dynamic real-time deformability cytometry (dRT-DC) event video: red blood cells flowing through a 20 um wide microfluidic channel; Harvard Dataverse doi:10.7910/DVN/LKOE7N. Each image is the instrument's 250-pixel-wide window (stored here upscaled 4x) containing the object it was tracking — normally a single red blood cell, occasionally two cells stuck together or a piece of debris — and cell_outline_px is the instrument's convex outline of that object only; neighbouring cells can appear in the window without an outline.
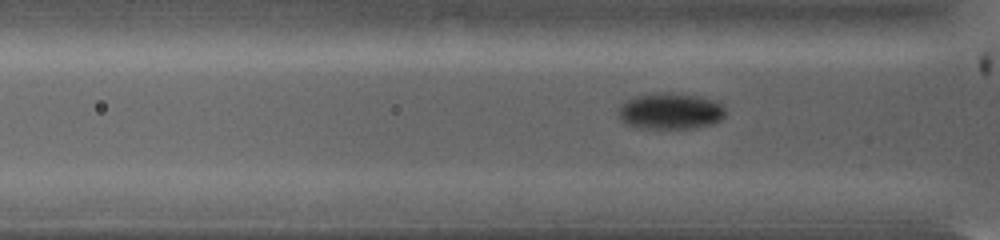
{"species": "common noctule bat (a hibernating species)", "species_latin": "Nyctalus noctula", "temperature_condition": "warm", "stored_images_in_passage": 81, "camera_frame_rate_fps": 5000, "um_per_image_px": 0.085, "animal": {"sex": "female", "body_mass_g": 19.0, "forearm_length_mm": 53.3}, "frame": {"image": 1, "passage_image": 15, "time_ms": 2.8, "image_size_px": [1000, 240], "cell_outline_px": [[724, 116], [720, 120], [712, 124], [696, 128], [640, 128], [624, 124], [620, 116], [620, 104], [624, 100], [636, 96], [664, 92], [668, 92], [700, 96], [716, 100], [724, 108]], "centroid_in_image_um": [56.98, 9.44], "position_along_channel_um": 68.8, "area_um2": 22.66}}
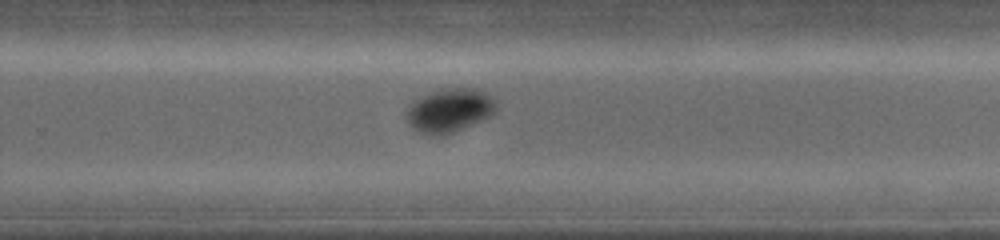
{"frame": {"image": 2, "passage_image": 43, "time_ms": 8.4, "image_size_px": [1000, 240], "cell_outline_px": [[496, 112], [456, 132], [444, 136], [432, 136], [420, 132], [412, 128], [408, 120], [408, 108], [412, 104], [436, 92], [448, 88], [476, 88], [484, 92], [496, 100]], "centroid_in_image_um": [38.27, 9.42], "position_along_channel_um": 291.5, "area_um2": 22.2}}
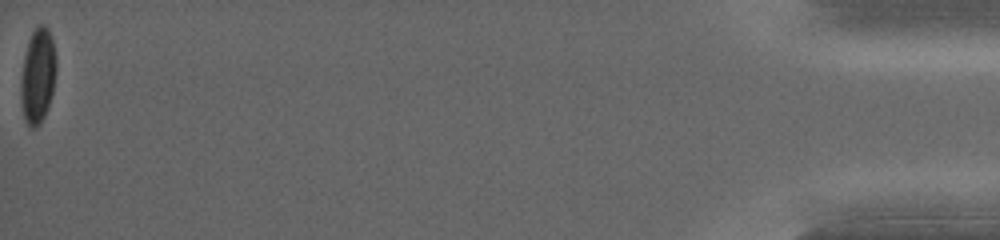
{"frame": {"image": 3, "passage_image": 81, "time_ms": 16.0, "image_size_px": [1000, 240], "cell_outline_px": [[56, 68], [52, 92], [48, 108], [40, 124], [36, 128], [28, 128], [24, 120], [20, 100], [20, 80], [24, 56], [28, 40], [32, 32], [40, 24], [44, 24], [48, 28], [52, 40], [56, 56]], "centroid_in_image_um": [3.19, 6.48], "position_along_channel_um": 432.0, "area_um2": 19.88}, "authors_computed_cell_mechanics": {"area_um2": 20.8658, "velocity_mm_per_s": 3.9757, "shape_relaxation_time_tau1_ms": 1.6879, "shape_relaxation_time_tau2_ms": null, "deformation_change_tau1": 0.1221, "deformation_change_tau2": null}}